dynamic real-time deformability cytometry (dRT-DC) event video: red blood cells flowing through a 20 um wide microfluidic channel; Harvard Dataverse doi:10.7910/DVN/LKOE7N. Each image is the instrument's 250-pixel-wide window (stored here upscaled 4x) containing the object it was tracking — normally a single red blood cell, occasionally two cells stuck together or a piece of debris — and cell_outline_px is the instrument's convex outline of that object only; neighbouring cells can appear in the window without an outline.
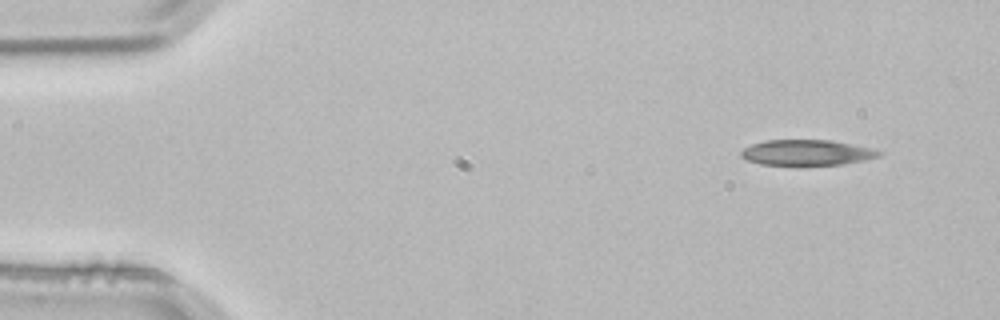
{"species": "common noctule bat (a hibernating species)", "species_latin": "Nyctalus noctula", "temperature_condition": "room temperature", "stored_images_in_passage": 3, "camera_frame_rate_fps": 3000, "um_per_image_px": 0.085, "animal": {"sex": "male", "body_mass_g": 21.5, "forearm_length_mm": 52.0}, "frame": {"image": 1, "passage_image": 1, "time_ms": 0.0, "image_size_px": [1000, 320], "cell_outline_px": [[884, 152], [880, 156], [864, 160], [840, 164], [760, 164], [748, 160], [740, 156], [740, 152], [744, 148], [752, 144], [764, 140], [832, 140], [872, 148]], "centroid_in_image_um": [68.59, 12.95], "position_along_channel_um": 16.4, "area_um2": 20.29}}
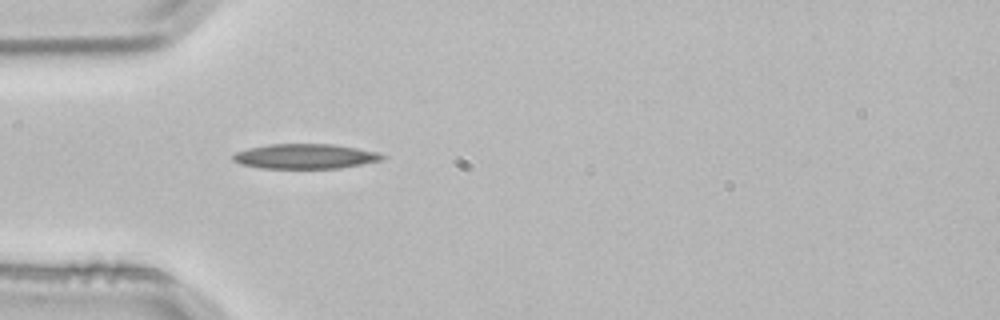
{"frame": {"image": 2, "passage_image": 3, "time_ms": 0.667, "image_size_px": [1000, 320], "cell_outline_px": [[388, 156], [380, 160], [340, 168], [260, 168], [240, 164], [232, 160], [232, 156], [236, 152], [248, 148], [268, 144], [332, 144], [380, 152]], "centroid_in_image_um": [25.92, 13.28], "position_along_channel_um": 59.1, "area_um2": 21.62}}